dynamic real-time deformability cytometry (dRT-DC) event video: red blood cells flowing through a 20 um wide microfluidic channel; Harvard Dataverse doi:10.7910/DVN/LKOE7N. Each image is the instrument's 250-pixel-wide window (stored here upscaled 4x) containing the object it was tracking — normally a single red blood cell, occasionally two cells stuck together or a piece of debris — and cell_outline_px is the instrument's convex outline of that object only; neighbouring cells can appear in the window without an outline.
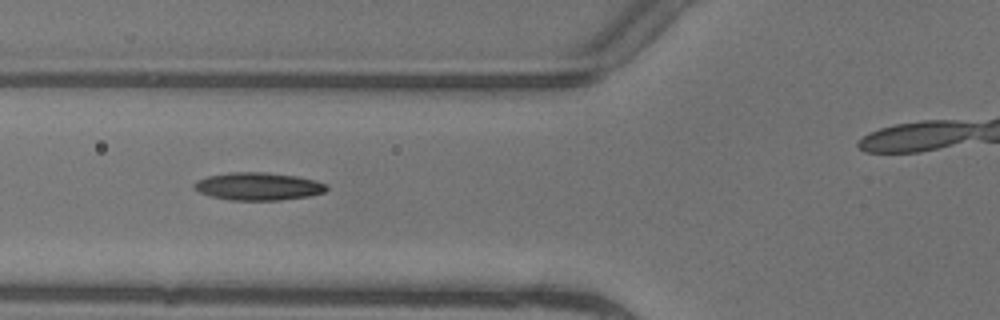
{"species": "common noctule bat (a hibernating species)", "species_latin": "Nyctalus noctula", "temperature_condition": "warm", "stored_images_in_passage": 8, "segment_of_instrument_passage": [1, 2], "camera_frame_rate_fps": 3000, "um_per_image_px": 0.085, "animal": {"sex": "female"}, "frame": {"image": 1, "passage_image": 6, "time_ms": 1.667, "image_size_px": [1000, 320], "cell_outline_px": [[328, 188], [324, 192], [308, 196], [280, 200], [232, 200], [212, 196], [200, 192], [192, 188], [192, 184], [196, 180], [208, 176], [228, 172], [264, 172], [296, 176], [316, 180], [328, 184]], "centroid_in_image_um": [21.94, 15.83], "position_along_channel_um": 103.9, "area_um2": 21.44}}
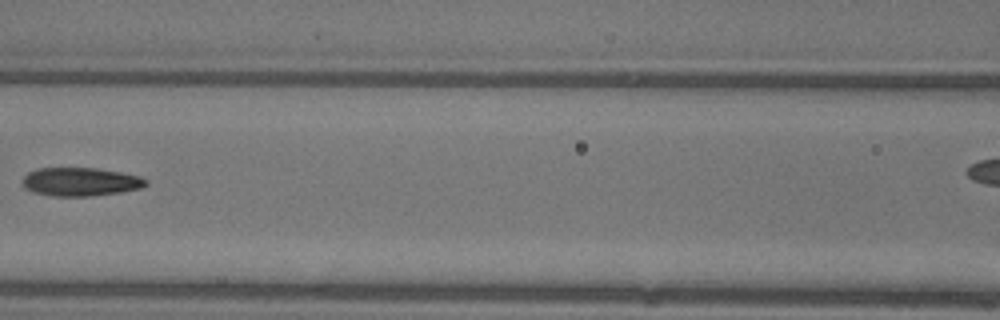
{"frame": {"image": 2, "passage_image": 7, "time_ms": 2.0, "image_size_px": [1000, 320], "cell_outline_px": [[148, 184], [140, 188], [120, 192], [88, 196], [52, 196], [36, 192], [24, 188], [20, 180], [28, 172], [36, 168], [96, 168], [120, 172], [140, 176], [148, 180]], "centroid_in_image_um": [6.81, 15.44], "position_along_channel_um": 159.8, "area_um2": 20.52}}